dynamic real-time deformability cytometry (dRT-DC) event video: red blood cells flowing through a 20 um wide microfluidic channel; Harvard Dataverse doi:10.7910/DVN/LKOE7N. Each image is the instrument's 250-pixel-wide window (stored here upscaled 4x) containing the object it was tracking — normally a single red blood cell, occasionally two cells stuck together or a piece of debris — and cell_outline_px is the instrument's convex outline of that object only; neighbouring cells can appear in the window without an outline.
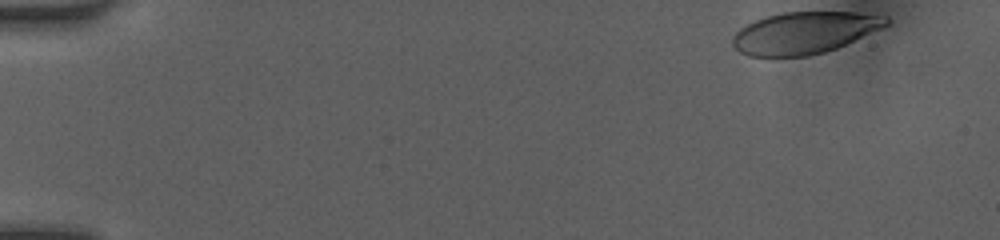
{"species": "human", "species_latin": "Homo sapiens", "temperature_condition": "room temperature", "stored_images_in_passage": 40, "camera_frame_rate_fps": 3000, "um_per_image_px": 0.085, "donor": {"sex": "female"}, "frame": {"image": 1, "passage_image": 1, "time_ms": 0.0, "image_size_px": [1000, 240], "cell_outline_px": [[888, 24], [880, 28], [836, 48], [824, 52], [808, 56], [748, 56], [740, 52], [732, 44], [732, 36], [740, 28], [756, 20], [768, 16], [784, 12], [856, 12], [888, 16]], "centroid_in_image_um": [68.34, 2.78], "position_along_channel_um": 16.7, "area_um2": 37.05}}
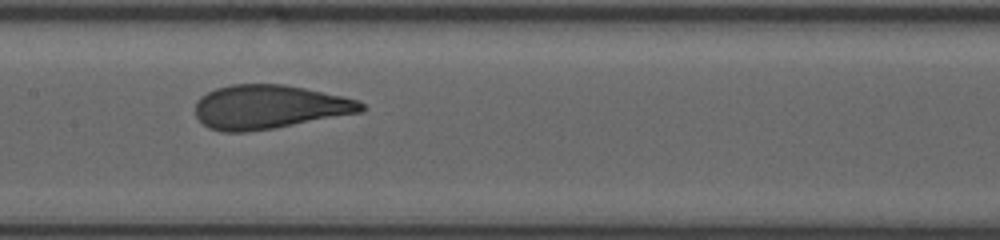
{"frame": {"image": 2, "passage_image": 23, "time_ms": 7.333, "image_size_px": [1000, 240], "cell_outline_px": [[368, 108], [364, 112], [272, 128], [244, 132], [220, 132], [208, 128], [196, 116], [196, 100], [200, 96], [216, 88], [232, 84], [284, 84], [344, 96], [356, 100], [364, 104]], "centroid_in_image_um": [22.89, 9.09], "position_along_channel_um": 184.5, "area_um2": 42.54}}
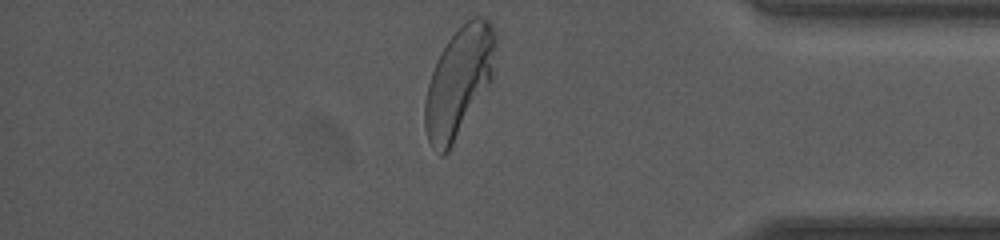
{"frame": {"image": 3, "passage_image": 40, "time_ms": 13.0, "image_size_px": [1000, 240], "cell_outline_px": [[496, 44], [492, 80], [448, 152], [444, 156], [440, 156], [432, 148], [428, 140], [424, 128], [424, 104], [428, 84], [436, 60], [440, 52], [448, 40], [472, 16], [484, 16], [492, 24], [496, 32]], "centroid_in_image_um": [39.0, 6.96], "position_along_channel_um": 396.2, "area_um2": 45.08}, "authors_computed_cell_mechanics": {"area_um2": 42.2229, "velocity_mm_per_s": 4.135, "shape_relaxation_time_tau1_ms": 4.0853, "shape_relaxation_time_tau2_ms": null, "deformation_change_tau1": 0.1863, "deformation_change_tau2": null}}